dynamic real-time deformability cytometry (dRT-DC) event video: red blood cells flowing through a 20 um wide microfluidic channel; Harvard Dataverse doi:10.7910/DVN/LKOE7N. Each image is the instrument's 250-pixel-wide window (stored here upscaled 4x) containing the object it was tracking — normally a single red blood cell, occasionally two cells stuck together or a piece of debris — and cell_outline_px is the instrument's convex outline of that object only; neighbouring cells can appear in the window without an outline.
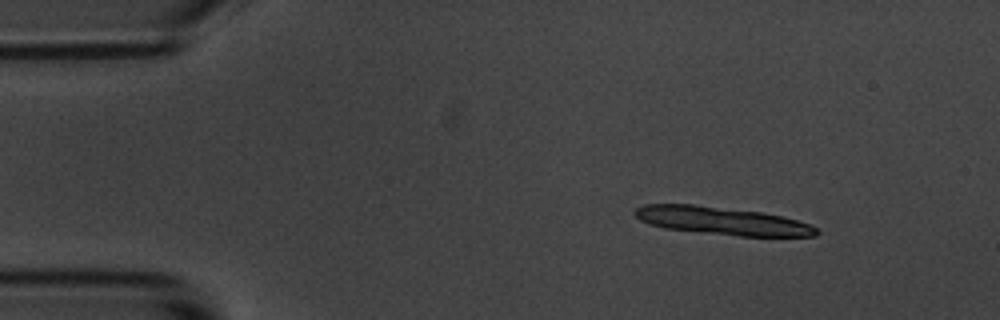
{"species": "common noctule bat (a hibernating species)", "species_latin": "Nyctalus noctula", "temperature_condition": "room temperature", "stored_images_in_passage": 11, "camera_frame_rate_fps": 3000, "um_per_image_px": 0.085, "animal": {"sex": "male", "body_mass_g": 20.1, "forearm_length_mm": 53.5}, "frame": {"image": 1, "passage_image": 4, "time_ms": 1.0, "image_size_px": [1000, 320], "cell_outline_px": [[820, 232], [816, 236], [740, 236], [664, 228], [648, 224], [640, 220], [632, 212], [636, 208], [644, 204], [692, 204], [760, 212], [780, 216], [796, 220], [808, 224], [816, 228]], "centroid_in_image_um": [61.33, 18.77], "position_along_channel_um": 23.7, "area_um2": 29.19}}